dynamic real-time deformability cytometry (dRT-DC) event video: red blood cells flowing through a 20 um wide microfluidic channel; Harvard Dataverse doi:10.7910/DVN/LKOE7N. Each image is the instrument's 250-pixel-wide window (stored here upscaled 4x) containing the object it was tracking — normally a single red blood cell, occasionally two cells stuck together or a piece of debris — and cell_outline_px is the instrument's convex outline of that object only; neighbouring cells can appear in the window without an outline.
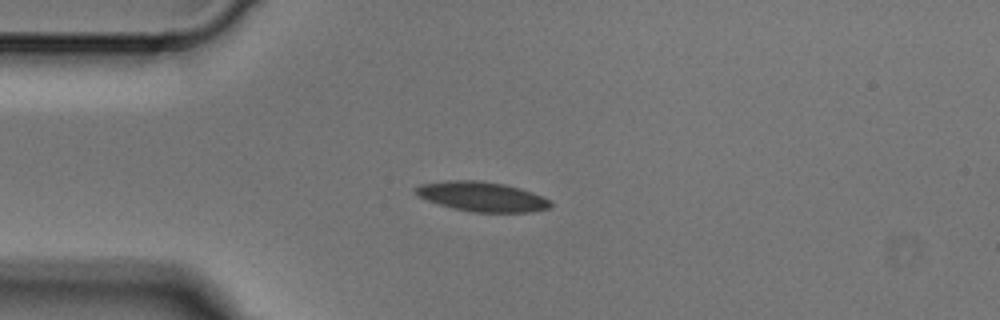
{"species": "Egyptian fruit bat (a non-hibernating species)", "species_latin": "Rousettus aegyptiacus", "temperature_condition": "cold", "stored_images_in_passage": 3, "camera_frame_rate_fps": 3000, "um_per_image_px": 0.085, "animal": {"sex": "male"}, "frame": {"image": 1, "passage_image": 2, "time_ms": 0.333, "image_size_px": [1000, 320], "cell_outline_px": [[552, 204], [548, 208], [532, 212], [472, 212], [452, 208], [428, 200], [412, 192], [412, 188], [420, 184], [448, 180], [476, 180], [504, 184], [520, 188], [544, 196], [552, 200]], "centroid_in_image_um": [40.97, 16.7], "position_along_channel_um": 44.0, "area_um2": 23.47}}